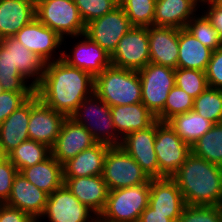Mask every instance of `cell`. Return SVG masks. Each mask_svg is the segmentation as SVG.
I'll return each instance as SVG.
<instances>
[{"mask_svg":"<svg viewBox=\"0 0 222 222\" xmlns=\"http://www.w3.org/2000/svg\"><path fill=\"white\" fill-rule=\"evenodd\" d=\"M94 93V77L64 60L45 63L35 94L50 108L70 117L78 105Z\"/></svg>","mask_w":222,"mask_h":222,"instance_id":"cell-1","label":"cell"},{"mask_svg":"<svg viewBox=\"0 0 222 222\" xmlns=\"http://www.w3.org/2000/svg\"><path fill=\"white\" fill-rule=\"evenodd\" d=\"M171 179L186 205L222 206V166L191 152Z\"/></svg>","mask_w":222,"mask_h":222,"instance_id":"cell-2","label":"cell"},{"mask_svg":"<svg viewBox=\"0 0 222 222\" xmlns=\"http://www.w3.org/2000/svg\"><path fill=\"white\" fill-rule=\"evenodd\" d=\"M44 68L45 62L16 38L0 39V83L4 91L35 92Z\"/></svg>","mask_w":222,"mask_h":222,"instance_id":"cell-3","label":"cell"},{"mask_svg":"<svg viewBox=\"0 0 222 222\" xmlns=\"http://www.w3.org/2000/svg\"><path fill=\"white\" fill-rule=\"evenodd\" d=\"M94 93L110 107L141 102L139 73L111 65L94 77Z\"/></svg>","mask_w":222,"mask_h":222,"instance_id":"cell-4","label":"cell"},{"mask_svg":"<svg viewBox=\"0 0 222 222\" xmlns=\"http://www.w3.org/2000/svg\"><path fill=\"white\" fill-rule=\"evenodd\" d=\"M70 117L84 126L96 143L120 146L122 139L115 129L111 107L95 93L85 98Z\"/></svg>","mask_w":222,"mask_h":222,"instance_id":"cell-5","label":"cell"},{"mask_svg":"<svg viewBox=\"0 0 222 222\" xmlns=\"http://www.w3.org/2000/svg\"><path fill=\"white\" fill-rule=\"evenodd\" d=\"M150 184L110 190L98 222H138L149 203Z\"/></svg>","mask_w":222,"mask_h":222,"instance_id":"cell-6","label":"cell"},{"mask_svg":"<svg viewBox=\"0 0 222 222\" xmlns=\"http://www.w3.org/2000/svg\"><path fill=\"white\" fill-rule=\"evenodd\" d=\"M138 73L141 80V102L157 120L164 122V105L175 86V69L149 62Z\"/></svg>","mask_w":222,"mask_h":222,"instance_id":"cell-7","label":"cell"},{"mask_svg":"<svg viewBox=\"0 0 222 222\" xmlns=\"http://www.w3.org/2000/svg\"><path fill=\"white\" fill-rule=\"evenodd\" d=\"M36 18L54 30L63 42L68 37L85 34L83 22L74 0H44L35 6Z\"/></svg>","mask_w":222,"mask_h":222,"instance_id":"cell-8","label":"cell"},{"mask_svg":"<svg viewBox=\"0 0 222 222\" xmlns=\"http://www.w3.org/2000/svg\"><path fill=\"white\" fill-rule=\"evenodd\" d=\"M109 191L150 184V178L141 166L121 147H109L102 172Z\"/></svg>","mask_w":222,"mask_h":222,"instance_id":"cell-9","label":"cell"},{"mask_svg":"<svg viewBox=\"0 0 222 222\" xmlns=\"http://www.w3.org/2000/svg\"><path fill=\"white\" fill-rule=\"evenodd\" d=\"M154 150L159 163V178H171L191 153V146L167 122L157 120Z\"/></svg>","mask_w":222,"mask_h":222,"instance_id":"cell-10","label":"cell"},{"mask_svg":"<svg viewBox=\"0 0 222 222\" xmlns=\"http://www.w3.org/2000/svg\"><path fill=\"white\" fill-rule=\"evenodd\" d=\"M150 62L148 27L133 26L111 55L112 66L140 70Z\"/></svg>","mask_w":222,"mask_h":222,"instance_id":"cell-11","label":"cell"},{"mask_svg":"<svg viewBox=\"0 0 222 222\" xmlns=\"http://www.w3.org/2000/svg\"><path fill=\"white\" fill-rule=\"evenodd\" d=\"M46 217L49 222H98V216L82 204L64 184L48 195L40 222Z\"/></svg>","mask_w":222,"mask_h":222,"instance_id":"cell-12","label":"cell"},{"mask_svg":"<svg viewBox=\"0 0 222 222\" xmlns=\"http://www.w3.org/2000/svg\"><path fill=\"white\" fill-rule=\"evenodd\" d=\"M132 27L125 11L118 6L110 13L88 23L85 35L112 55L120 39Z\"/></svg>","mask_w":222,"mask_h":222,"instance_id":"cell-13","label":"cell"},{"mask_svg":"<svg viewBox=\"0 0 222 222\" xmlns=\"http://www.w3.org/2000/svg\"><path fill=\"white\" fill-rule=\"evenodd\" d=\"M13 37L45 63L62 59L60 47L63 43V38L37 18L22 27ZM55 50H58V52L60 50V54L56 53Z\"/></svg>","mask_w":222,"mask_h":222,"instance_id":"cell-14","label":"cell"},{"mask_svg":"<svg viewBox=\"0 0 222 222\" xmlns=\"http://www.w3.org/2000/svg\"><path fill=\"white\" fill-rule=\"evenodd\" d=\"M66 115L46 105L36 94L31 97V112L28 123L29 140L52 148L60 133Z\"/></svg>","mask_w":222,"mask_h":222,"instance_id":"cell-15","label":"cell"},{"mask_svg":"<svg viewBox=\"0 0 222 222\" xmlns=\"http://www.w3.org/2000/svg\"><path fill=\"white\" fill-rule=\"evenodd\" d=\"M72 39L79 41L74 44L72 49H69L71 51L67 53L66 50H62V60L69 66L79 68L95 77L112 65L111 55L85 34L72 37Z\"/></svg>","mask_w":222,"mask_h":222,"instance_id":"cell-16","label":"cell"},{"mask_svg":"<svg viewBox=\"0 0 222 222\" xmlns=\"http://www.w3.org/2000/svg\"><path fill=\"white\" fill-rule=\"evenodd\" d=\"M156 128L157 121L147 129L126 135L120 144L150 179L159 178V163L154 150Z\"/></svg>","mask_w":222,"mask_h":222,"instance_id":"cell-17","label":"cell"},{"mask_svg":"<svg viewBox=\"0 0 222 222\" xmlns=\"http://www.w3.org/2000/svg\"><path fill=\"white\" fill-rule=\"evenodd\" d=\"M95 144V140L84 126L78 124L71 117H66L56 142L51 148V155L63 165Z\"/></svg>","mask_w":222,"mask_h":222,"instance_id":"cell-18","label":"cell"},{"mask_svg":"<svg viewBox=\"0 0 222 222\" xmlns=\"http://www.w3.org/2000/svg\"><path fill=\"white\" fill-rule=\"evenodd\" d=\"M150 63L177 68L179 55V29L174 27H148Z\"/></svg>","mask_w":222,"mask_h":222,"instance_id":"cell-19","label":"cell"},{"mask_svg":"<svg viewBox=\"0 0 222 222\" xmlns=\"http://www.w3.org/2000/svg\"><path fill=\"white\" fill-rule=\"evenodd\" d=\"M48 194L28 181L20 172L15 176L9 199L5 203L31 215L37 222L43 215Z\"/></svg>","mask_w":222,"mask_h":222,"instance_id":"cell-20","label":"cell"},{"mask_svg":"<svg viewBox=\"0 0 222 222\" xmlns=\"http://www.w3.org/2000/svg\"><path fill=\"white\" fill-rule=\"evenodd\" d=\"M64 185L72 194L95 215L103 211L108 198L109 189L102 178V175L63 178Z\"/></svg>","mask_w":222,"mask_h":222,"instance_id":"cell-21","label":"cell"},{"mask_svg":"<svg viewBox=\"0 0 222 222\" xmlns=\"http://www.w3.org/2000/svg\"><path fill=\"white\" fill-rule=\"evenodd\" d=\"M198 0H156L153 26L185 28L200 11Z\"/></svg>","mask_w":222,"mask_h":222,"instance_id":"cell-22","label":"cell"},{"mask_svg":"<svg viewBox=\"0 0 222 222\" xmlns=\"http://www.w3.org/2000/svg\"><path fill=\"white\" fill-rule=\"evenodd\" d=\"M148 205L160 214H181L186 206L178 185L169 177L150 179Z\"/></svg>","mask_w":222,"mask_h":222,"instance_id":"cell-23","label":"cell"},{"mask_svg":"<svg viewBox=\"0 0 222 222\" xmlns=\"http://www.w3.org/2000/svg\"><path fill=\"white\" fill-rule=\"evenodd\" d=\"M111 114L121 139L134 131L147 129L157 121L142 102L111 107Z\"/></svg>","mask_w":222,"mask_h":222,"instance_id":"cell-24","label":"cell"},{"mask_svg":"<svg viewBox=\"0 0 222 222\" xmlns=\"http://www.w3.org/2000/svg\"><path fill=\"white\" fill-rule=\"evenodd\" d=\"M110 146L96 143L63 164V178L102 175L105 155Z\"/></svg>","mask_w":222,"mask_h":222,"instance_id":"cell-25","label":"cell"},{"mask_svg":"<svg viewBox=\"0 0 222 222\" xmlns=\"http://www.w3.org/2000/svg\"><path fill=\"white\" fill-rule=\"evenodd\" d=\"M34 18L33 3L26 0H0V39L13 37Z\"/></svg>","mask_w":222,"mask_h":222,"instance_id":"cell-26","label":"cell"},{"mask_svg":"<svg viewBox=\"0 0 222 222\" xmlns=\"http://www.w3.org/2000/svg\"><path fill=\"white\" fill-rule=\"evenodd\" d=\"M31 112V98L11 113L0 125V143L9 154L22 142L29 140L28 123Z\"/></svg>","mask_w":222,"mask_h":222,"instance_id":"cell-27","label":"cell"},{"mask_svg":"<svg viewBox=\"0 0 222 222\" xmlns=\"http://www.w3.org/2000/svg\"><path fill=\"white\" fill-rule=\"evenodd\" d=\"M213 50L204 46L186 28L179 29L177 67L206 71Z\"/></svg>","mask_w":222,"mask_h":222,"instance_id":"cell-28","label":"cell"},{"mask_svg":"<svg viewBox=\"0 0 222 222\" xmlns=\"http://www.w3.org/2000/svg\"><path fill=\"white\" fill-rule=\"evenodd\" d=\"M20 173L48 195L52 194L64 183L63 165L52 155L38 164L22 169Z\"/></svg>","mask_w":222,"mask_h":222,"instance_id":"cell-29","label":"cell"},{"mask_svg":"<svg viewBox=\"0 0 222 222\" xmlns=\"http://www.w3.org/2000/svg\"><path fill=\"white\" fill-rule=\"evenodd\" d=\"M174 132L187 144L193 145L214 123L191 110L167 121Z\"/></svg>","mask_w":222,"mask_h":222,"instance_id":"cell-30","label":"cell"},{"mask_svg":"<svg viewBox=\"0 0 222 222\" xmlns=\"http://www.w3.org/2000/svg\"><path fill=\"white\" fill-rule=\"evenodd\" d=\"M191 152L208 162L222 166V122L214 124L194 142Z\"/></svg>","mask_w":222,"mask_h":222,"instance_id":"cell-31","label":"cell"},{"mask_svg":"<svg viewBox=\"0 0 222 222\" xmlns=\"http://www.w3.org/2000/svg\"><path fill=\"white\" fill-rule=\"evenodd\" d=\"M51 155V148L47 145L27 140L22 142L17 148L8 154V159L20 172L24 168L38 164Z\"/></svg>","mask_w":222,"mask_h":222,"instance_id":"cell-32","label":"cell"},{"mask_svg":"<svg viewBox=\"0 0 222 222\" xmlns=\"http://www.w3.org/2000/svg\"><path fill=\"white\" fill-rule=\"evenodd\" d=\"M193 111L214 124L222 122V90L208 87L193 103Z\"/></svg>","mask_w":222,"mask_h":222,"instance_id":"cell-33","label":"cell"},{"mask_svg":"<svg viewBox=\"0 0 222 222\" xmlns=\"http://www.w3.org/2000/svg\"><path fill=\"white\" fill-rule=\"evenodd\" d=\"M156 0H119L132 26L150 27L153 25Z\"/></svg>","mask_w":222,"mask_h":222,"instance_id":"cell-34","label":"cell"},{"mask_svg":"<svg viewBox=\"0 0 222 222\" xmlns=\"http://www.w3.org/2000/svg\"><path fill=\"white\" fill-rule=\"evenodd\" d=\"M204 46L215 51L222 47V37L219 32L212 27L207 17L202 15L193 16L185 27Z\"/></svg>","mask_w":222,"mask_h":222,"instance_id":"cell-35","label":"cell"},{"mask_svg":"<svg viewBox=\"0 0 222 222\" xmlns=\"http://www.w3.org/2000/svg\"><path fill=\"white\" fill-rule=\"evenodd\" d=\"M175 85L194 99L209 87L205 71L179 67L175 69Z\"/></svg>","mask_w":222,"mask_h":222,"instance_id":"cell-36","label":"cell"},{"mask_svg":"<svg viewBox=\"0 0 222 222\" xmlns=\"http://www.w3.org/2000/svg\"><path fill=\"white\" fill-rule=\"evenodd\" d=\"M74 2L85 25L119 6V0H74Z\"/></svg>","mask_w":222,"mask_h":222,"instance_id":"cell-37","label":"cell"},{"mask_svg":"<svg viewBox=\"0 0 222 222\" xmlns=\"http://www.w3.org/2000/svg\"><path fill=\"white\" fill-rule=\"evenodd\" d=\"M193 103L194 98L175 85L169 92L164 105V122L176 115L191 111Z\"/></svg>","mask_w":222,"mask_h":222,"instance_id":"cell-38","label":"cell"},{"mask_svg":"<svg viewBox=\"0 0 222 222\" xmlns=\"http://www.w3.org/2000/svg\"><path fill=\"white\" fill-rule=\"evenodd\" d=\"M177 222H222V206L186 205Z\"/></svg>","mask_w":222,"mask_h":222,"instance_id":"cell-39","label":"cell"},{"mask_svg":"<svg viewBox=\"0 0 222 222\" xmlns=\"http://www.w3.org/2000/svg\"><path fill=\"white\" fill-rule=\"evenodd\" d=\"M35 92H11L0 93V125L15 110L25 104Z\"/></svg>","mask_w":222,"mask_h":222,"instance_id":"cell-40","label":"cell"},{"mask_svg":"<svg viewBox=\"0 0 222 222\" xmlns=\"http://www.w3.org/2000/svg\"><path fill=\"white\" fill-rule=\"evenodd\" d=\"M18 172L9 159L0 163V204H5L9 199L13 181Z\"/></svg>","mask_w":222,"mask_h":222,"instance_id":"cell-41","label":"cell"},{"mask_svg":"<svg viewBox=\"0 0 222 222\" xmlns=\"http://www.w3.org/2000/svg\"><path fill=\"white\" fill-rule=\"evenodd\" d=\"M205 73L209 87L222 90V47L213 51Z\"/></svg>","mask_w":222,"mask_h":222,"instance_id":"cell-42","label":"cell"},{"mask_svg":"<svg viewBox=\"0 0 222 222\" xmlns=\"http://www.w3.org/2000/svg\"><path fill=\"white\" fill-rule=\"evenodd\" d=\"M205 5V6H204ZM207 5V6H206ZM201 10H204L203 14L207 17L210 24L215 28L222 37V7L218 5L214 0H207L201 3ZM204 6V7H203Z\"/></svg>","mask_w":222,"mask_h":222,"instance_id":"cell-43","label":"cell"},{"mask_svg":"<svg viewBox=\"0 0 222 222\" xmlns=\"http://www.w3.org/2000/svg\"><path fill=\"white\" fill-rule=\"evenodd\" d=\"M0 222H37L31 215L6 204H0Z\"/></svg>","mask_w":222,"mask_h":222,"instance_id":"cell-44","label":"cell"},{"mask_svg":"<svg viewBox=\"0 0 222 222\" xmlns=\"http://www.w3.org/2000/svg\"><path fill=\"white\" fill-rule=\"evenodd\" d=\"M181 214H160L156 213L149 205L141 213L138 222H177Z\"/></svg>","mask_w":222,"mask_h":222,"instance_id":"cell-45","label":"cell"},{"mask_svg":"<svg viewBox=\"0 0 222 222\" xmlns=\"http://www.w3.org/2000/svg\"><path fill=\"white\" fill-rule=\"evenodd\" d=\"M8 159V154L4 151L3 146L0 143V163Z\"/></svg>","mask_w":222,"mask_h":222,"instance_id":"cell-46","label":"cell"},{"mask_svg":"<svg viewBox=\"0 0 222 222\" xmlns=\"http://www.w3.org/2000/svg\"><path fill=\"white\" fill-rule=\"evenodd\" d=\"M26 1H29L36 6L38 3H40L41 1H44V0H26Z\"/></svg>","mask_w":222,"mask_h":222,"instance_id":"cell-47","label":"cell"},{"mask_svg":"<svg viewBox=\"0 0 222 222\" xmlns=\"http://www.w3.org/2000/svg\"><path fill=\"white\" fill-rule=\"evenodd\" d=\"M214 1L222 7V0H214Z\"/></svg>","mask_w":222,"mask_h":222,"instance_id":"cell-48","label":"cell"},{"mask_svg":"<svg viewBox=\"0 0 222 222\" xmlns=\"http://www.w3.org/2000/svg\"><path fill=\"white\" fill-rule=\"evenodd\" d=\"M4 90H3V87H2V85H1V83H0V93L1 92H3Z\"/></svg>","mask_w":222,"mask_h":222,"instance_id":"cell-49","label":"cell"},{"mask_svg":"<svg viewBox=\"0 0 222 222\" xmlns=\"http://www.w3.org/2000/svg\"><path fill=\"white\" fill-rule=\"evenodd\" d=\"M200 3L204 2V1H207V0H198Z\"/></svg>","mask_w":222,"mask_h":222,"instance_id":"cell-50","label":"cell"}]
</instances>
